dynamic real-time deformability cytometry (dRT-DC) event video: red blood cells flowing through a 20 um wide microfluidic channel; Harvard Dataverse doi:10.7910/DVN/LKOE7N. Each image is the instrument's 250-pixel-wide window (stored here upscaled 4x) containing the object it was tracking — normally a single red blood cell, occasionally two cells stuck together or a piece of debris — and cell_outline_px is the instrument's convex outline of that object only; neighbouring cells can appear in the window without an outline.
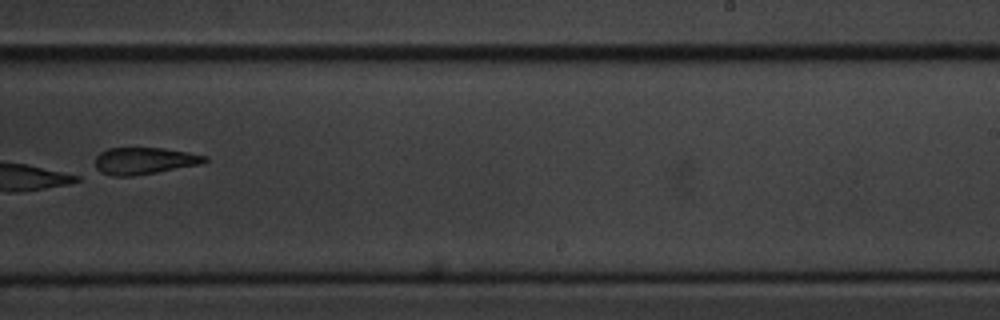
{"species": "common noctule bat (a hibernating species)", "species_latin": "Nyctalus noctula", "temperature_condition": "cold", "stored_images_in_passage": 10, "camera_frame_rate_fps": 3000, "um_per_image_px": 0.085, "animal": {"sex": "male", "body_mass_g": 20.1, "forearm_length_mm": 53.5}, "frame": {"image": 1, "passage_image": 10, "time_ms": 10.333, "image_size_px": [1000, 320], "cell_outline_px": [[208, 160], [200, 164], [156, 172], [132, 176], [112, 176], [100, 172], [96, 168], [96, 156], [100, 152], [108, 148], [164, 148], [188, 152], [208, 156]], "centroid_in_image_um": [12.25, 13.66], "position_along_channel_um": 276.7, "area_um2": 17.11}}